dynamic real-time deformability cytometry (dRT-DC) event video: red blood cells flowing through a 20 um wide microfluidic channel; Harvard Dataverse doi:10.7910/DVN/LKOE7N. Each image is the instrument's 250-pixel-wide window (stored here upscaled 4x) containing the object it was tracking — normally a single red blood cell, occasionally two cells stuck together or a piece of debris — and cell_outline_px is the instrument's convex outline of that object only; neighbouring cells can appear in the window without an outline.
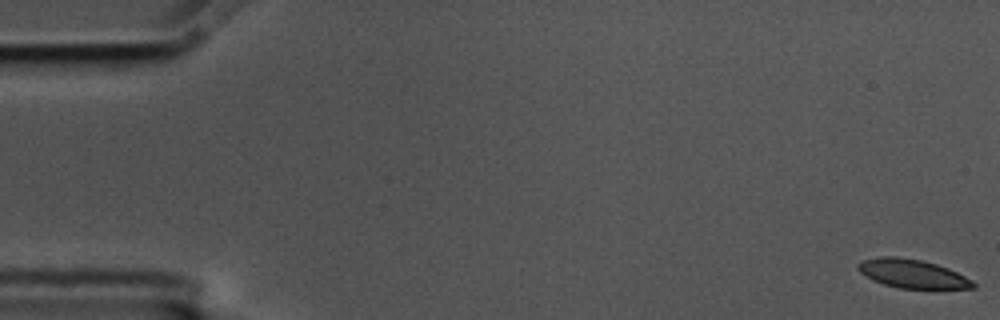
{"species": "common noctule bat (a hibernating species)", "species_latin": "Nyctalus noctula", "temperature_condition": "cold", "stored_images_in_passage": 15, "camera_frame_rate_fps": 3000, "um_per_image_px": 0.085, "animal": {"sex": "male", "body_mass_g": 17.5, "forearm_length_mm": 52.3}, "frame": {"image": 1, "passage_image": 1, "time_ms": 0.0, "image_size_px": [1000, 320], "cell_outline_px": [[976, 288], [900, 288], [884, 284], [872, 280], [864, 276], [856, 268], [856, 264], [860, 260], [880, 256], [896, 256], [920, 260], [936, 264], [948, 268], [972, 280], [976, 284]], "centroid_in_image_um": [77.48, 23.25], "position_along_channel_um": 7.5, "area_um2": 19.25}}
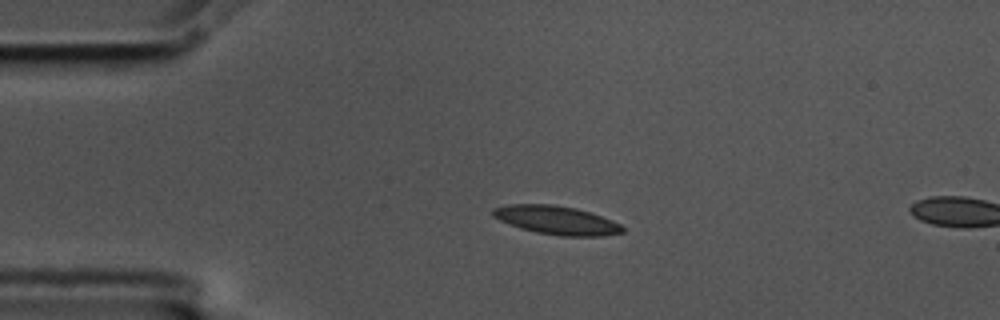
{"frame": {"image": 2, "passage_image": 13, "time_ms": 4.0, "image_size_px": [1000, 320], "cell_outline_px": [[624, 232], [604, 236], [560, 236], [536, 232], [520, 228], [500, 220], [492, 216], [492, 208], [508, 204], [552, 204], [576, 208], [612, 220], [620, 224], [624, 228]], "centroid_in_image_um": [47.29, 18.71], "position_along_channel_um": 37.7, "area_um2": 21.56}}